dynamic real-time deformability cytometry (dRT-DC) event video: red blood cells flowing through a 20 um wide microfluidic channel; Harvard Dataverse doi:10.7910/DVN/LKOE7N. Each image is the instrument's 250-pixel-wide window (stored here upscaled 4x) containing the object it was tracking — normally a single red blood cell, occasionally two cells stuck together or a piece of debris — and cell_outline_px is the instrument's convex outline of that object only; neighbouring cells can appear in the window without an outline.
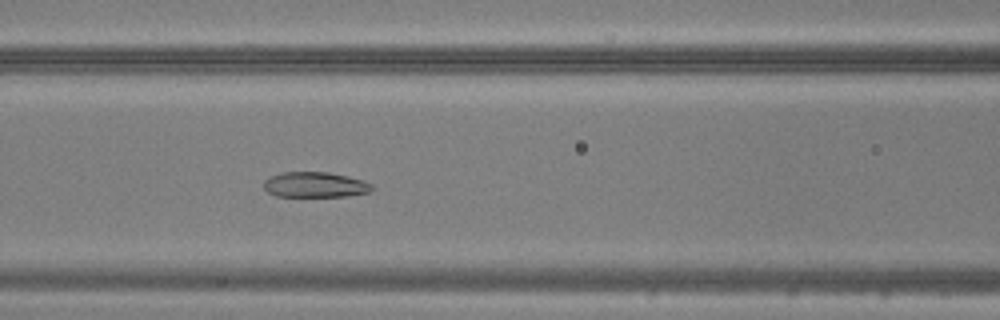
{"species": "common noctule bat (a hibernating species)", "species_latin": "Nyctalus noctula", "temperature_condition": "warm", "stored_images_in_passage": 42, "camera_frame_rate_fps": 3000, "um_per_image_px": 0.085, "animal": {"sex": "male", "body_mass_g": 20.5, "forearm_length_mm": 52.5}, "frame": {"image": 1, "passage_image": 21, "time_ms": 6.667, "image_size_px": [1000, 320], "cell_outline_px": [[376, 188], [368, 192], [348, 196], [276, 196], [268, 192], [264, 188], [264, 180], [268, 176], [284, 172], [328, 172], [348, 176], [364, 180], [372, 184]], "centroid_in_image_um": [26.8, 15.69], "position_along_channel_um": 139.8, "area_um2": 16.13}}
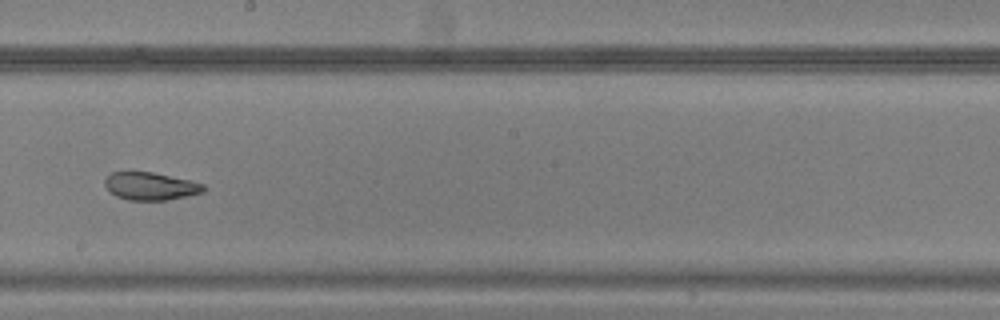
{"frame": {"image": 2, "passage_image": 28, "time_ms": 9.0, "image_size_px": [1000, 320], "cell_outline_px": [[204, 192], [168, 200], [128, 200], [116, 196], [104, 184], [104, 180], [112, 172], [152, 172], [188, 180], [204, 184]], "centroid_in_image_um": [12.79, 15.83], "position_along_channel_um": 235.4, "area_um2": 15.72}}
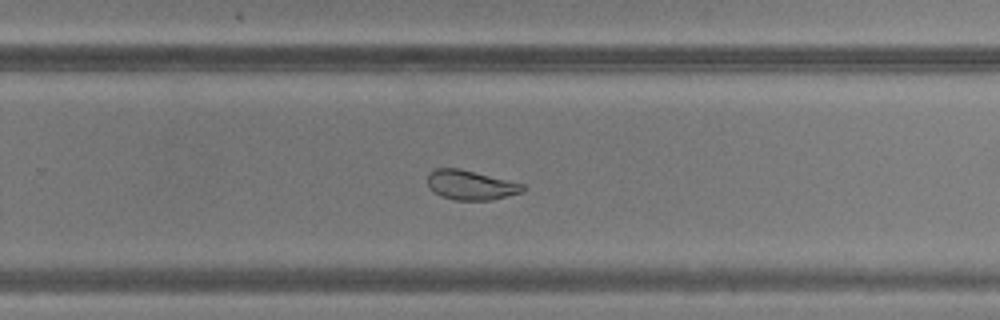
{"frame": {"image": 3, "passage_image": 32, "time_ms": 10.333, "image_size_px": [1000, 320], "cell_outline_px": [[524, 188], [520, 192], [492, 200], [456, 200], [440, 196], [428, 188], [428, 172], [436, 168], [460, 168], [524, 184]], "centroid_in_image_um": [39.95, 15.72], "position_along_channel_um": 289.8, "area_um2": 16.36}}